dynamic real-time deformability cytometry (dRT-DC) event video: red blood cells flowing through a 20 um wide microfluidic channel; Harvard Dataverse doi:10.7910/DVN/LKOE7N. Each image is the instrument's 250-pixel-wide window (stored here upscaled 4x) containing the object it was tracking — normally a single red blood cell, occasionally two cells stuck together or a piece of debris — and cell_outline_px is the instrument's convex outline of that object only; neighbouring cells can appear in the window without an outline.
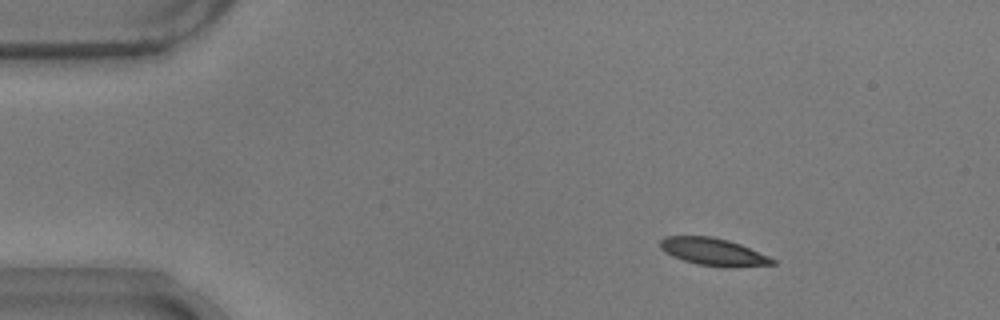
{"species": "common noctule bat (a hibernating species)", "species_latin": "Nyctalus noctula", "temperature_condition": "warm", "stored_images_in_passage": 47, "camera_frame_rate_fps": 3000, "um_per_image_px": 0.085, "animal": {"sex": "male", "body_mass_g": 17.9}, "frame": {"image": 1, "passage_image": 1, "time_ms": 0.0, "image_size_px": [1000, 320], "cell_outline_px": [[776, 264], [736, 268], [724, 268], [696, 264], [672, 256], [664, 252], [660, 248], [660, 240], [664, 236], [712, 236], [728, 240], [740, 244], [768, 256], [776, 260]], "centroid_in_image_um": [60.64, 21.42], "position_along_channel_um": 24.4, "area_um2": 18.21}}
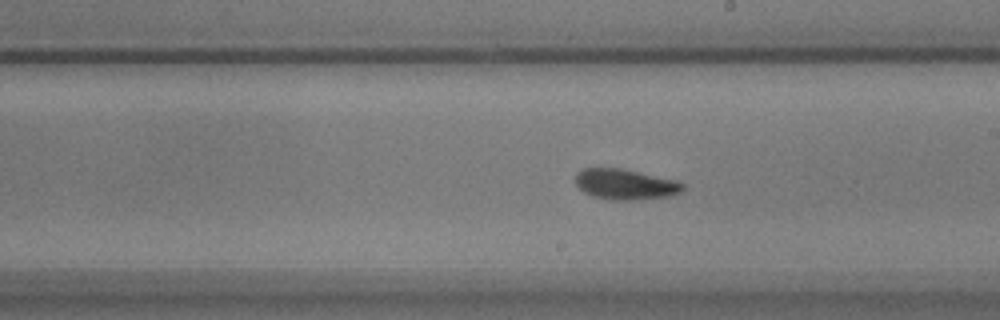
{"frame": {"image": 2, "passage_image": 24, "time_ms": 7.667, "image_size_px": [1000, 320], "cell_outline_px": [[684, 188], [680, 192], [672, 196], [636, 200], [612, 200], [592, 196], [584, 192], [576, 184], [576, 172], [584, 168], [620, 168], [676, 180], [684, 184]], "centroid_in_image_um": [53.15, 15.67], "position_along_channel_um": 235.8, "area_um2": 19.13}}
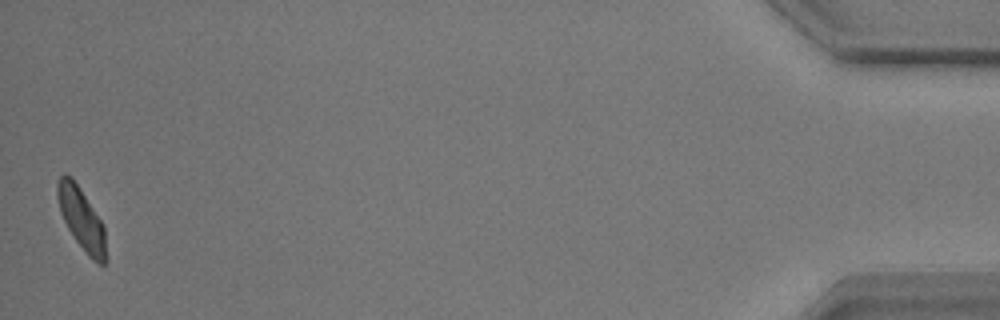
{"frame": {"image": 3, "passage_image": 47, "time_ms": 15.333, "image_size_px": [1000, 320], "cell_outline_px": [[108, 260], [104, 264], [100, 264], [92, 260], [88, 256], [76, 240], [68, 228], [60, 212], [56, 196], [56, 184], [60, 176], [64, 172], [72, 176], [100, 220], [104, 228]], "centroid_in_image_um": [6.92, 18.61], "position_along_channel_um": 428.3, "area_um2": 17.57}, "authors_computed_cell_mechanics": {"area_um2": 18.3226, "velocity_mm_per_s": 3.699, "shape_relaxation_time_tau1_ms": 3.0467, "shape_relaxation_time_tau2_ms": 3.1908, "deformation_change_tau1": 0.0977, "deformation_change_tau2": 0.0969}}